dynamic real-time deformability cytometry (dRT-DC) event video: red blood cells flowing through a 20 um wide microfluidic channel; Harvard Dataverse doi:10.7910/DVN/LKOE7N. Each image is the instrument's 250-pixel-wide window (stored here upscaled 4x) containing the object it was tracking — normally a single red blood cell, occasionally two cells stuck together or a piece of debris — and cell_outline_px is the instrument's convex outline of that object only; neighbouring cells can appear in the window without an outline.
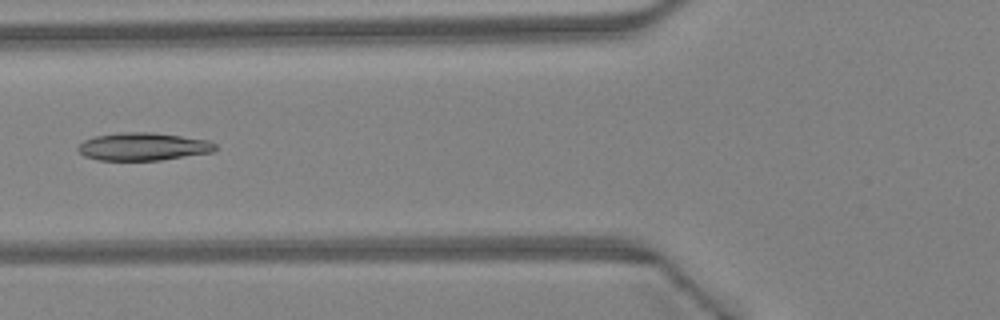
{"species": "Egyptian fruit bat (a non-hibernating species)", "species_latin": "Rousettus aegyptiacus", "temperature_condition": "warm", "stored_images_in_passage": 41, "camera_frame_rate_fps": 3000, "um_per_image_px": 0.085, "animal": {"sex": "female"}, "frame": {"image": 1, "passage_image": 17, "time_ms": 5.333, "image_size_px": [1000, 320], "cell_outline_px": [[216, 148], [212, 152], [160, 160], [100, 160], [84, 156], [76, 148], [84, 140], [96, 136], [120, 132], [148, 132], [180, 136], [208, 140], [216, 144]], "centroid_in_image_um": [12.15, 12.46], "position_along_channel_um": 113.7, "area_um2": 22.02}}
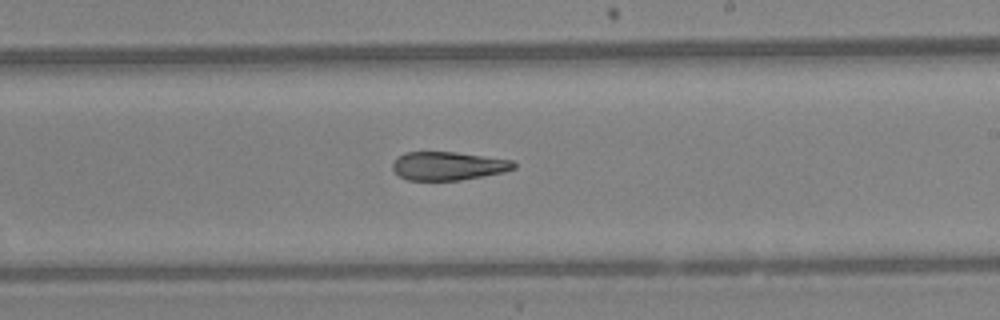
{"frame": {"image": 2, "passage_image": 26, "time_ms": 8.333, "image_size_px": [1000, 320], "cell_outline_px": [[516, 168], [504, 172], [460, 180], [408, 180], [400, 176], [392, 168], [392, 164], [404, 152], [456, 152], [512, 160], [516, 164]], "centroid_in_image_um": [38.11, 14.1], "position_along_channel_um": 250.9, "area_um2": 19.94}}
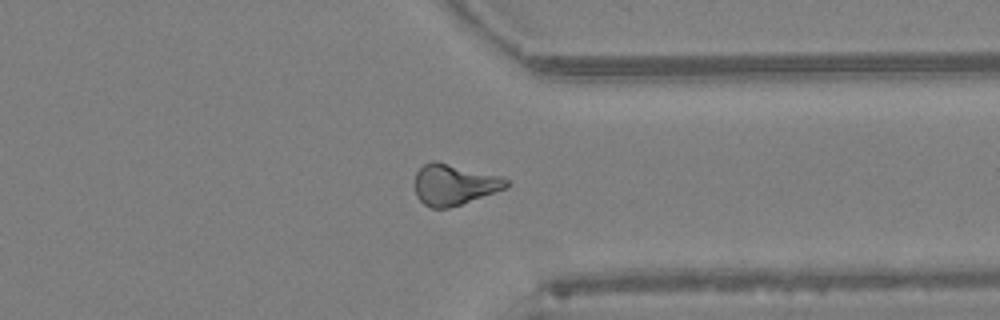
{"frame": {"image": 3, "passage_image": 34, "time_ms": 11.0, "image_size_px": [1000, 320], "cell_outline_px": [[508, 188], [448, 208], [432, 208], [424, 204], [416, 196], [416, 172], [424, 164], [432, 160], [436, 160], [500, 176], [508, 180]], "centroid_in_image_um": [38.6, 15.68], "position_along_channel_um": 372.8, "area_um2": 21.68}, "authors_computed_cell_mechanics": {"area_um2": 21.675, "velocity_mm_per_s": 4.5951, "shape_relaxation_time_tau1_ms": null, "shape_relaxation_time_tau2_ms": 5.5205, "deformation_change_tau1": null, "deformation_change_tau2": 0.1456}}